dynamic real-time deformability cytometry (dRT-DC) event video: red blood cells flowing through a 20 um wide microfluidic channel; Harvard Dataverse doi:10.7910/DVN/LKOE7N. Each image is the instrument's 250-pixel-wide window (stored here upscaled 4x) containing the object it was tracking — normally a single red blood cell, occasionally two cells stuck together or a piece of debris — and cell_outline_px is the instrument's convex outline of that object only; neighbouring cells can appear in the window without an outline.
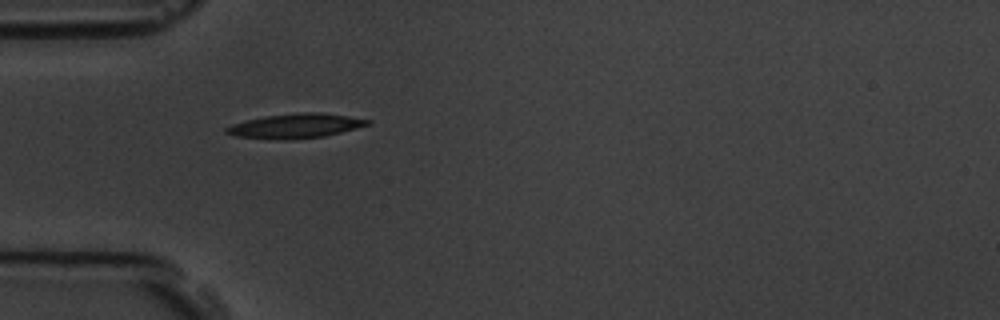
{"species": "common noctule bat (a hibernating species)", "species_latin": "Nyctalus noctula", "temperature_condition": "room temperature", "stored_images_in_passage": 2, "camera_frame_rate_fps": 3000, "um_per_image_px": 0.085, "animal": {"sex": "male", "body_mass_g": 19.5, "forearm_length_mm": 54.6}, "frame": {"image": 1, "passage_image": 1, "time_ms": 0.0, "image_size_px": [1000, 320], "cell_outline_px": [[372, 124], [324, 136], [288, 140], [284, 140], [236, 136], [224, 132], [224, 128], [232, 124], [244, 120], [264, 116], [296, 112], [320, 112], [348, 116], [372, 120]], "centroid_in_image_um": [25.11, 10.69], "position_along_channel_um": 59.9, "area_um2": 20.29}}
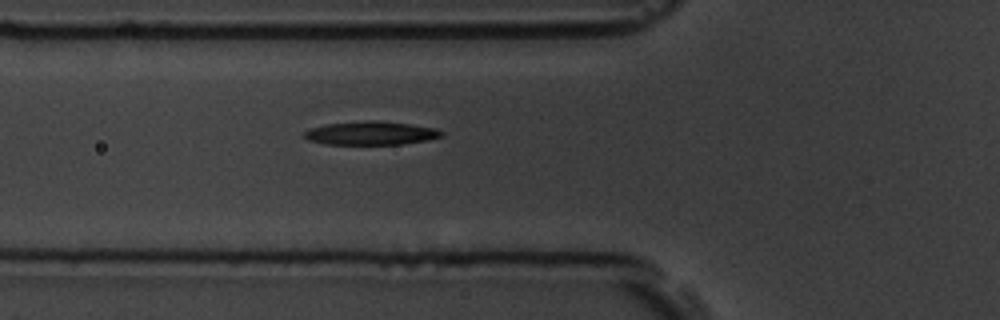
{"frame": {"image": 2, "passage_image": 2, "time_ms": 1.0, "image_size_px": [1000, 320], "cell_outline_px": [[444, 136], [428, 140], [400, 144], [324, 144], [308, 140], [304, 136], [304, 132], [312, 128], [328, 124], [364, 120], [380, 120], [436, 128], [444, 132]], "centroid_in_image_um": [31.56, 11.31], "position_along_channel_um": 94.2, "area_um2": 18.79}}